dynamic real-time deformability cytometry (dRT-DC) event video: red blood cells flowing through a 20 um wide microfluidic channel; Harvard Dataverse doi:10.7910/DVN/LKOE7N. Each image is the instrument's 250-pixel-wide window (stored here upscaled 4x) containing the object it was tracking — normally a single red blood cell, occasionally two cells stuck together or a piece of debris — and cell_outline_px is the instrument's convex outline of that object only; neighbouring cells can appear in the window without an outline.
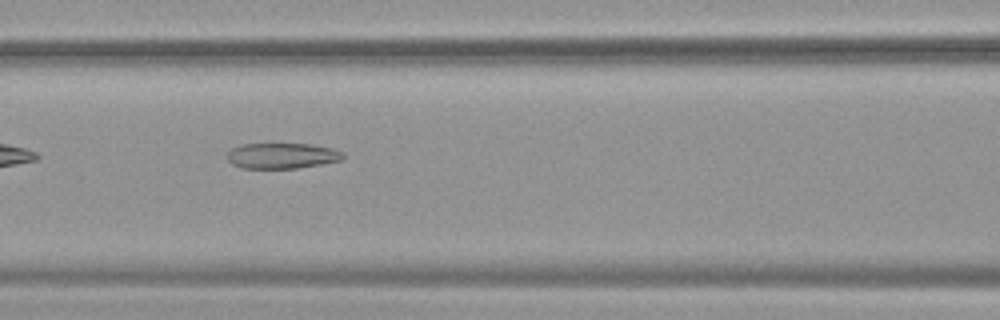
{"species": "common noctule bat (a hibernating species)", "species_latin": "Nyctalus noctula", "temperature_condition": "warm", "stored_images_in_passage": 36, "camera_frame_rate_fps": 3000, "um_per_image_px": 0.085, "animal": {"sex": "female", "body_mass_g": 19.9}, "frame": {"image": 1, "passage_image": 6, "time_ms": 1.667, "image_size_px": [1000, 320], "cell_outline_px": [[344, 160], [296, 168], [240, 168], [232, 164], [228, 160], [228, 152], [232, 148], [240, 144], [312, 144], [332, 148], [344, 152]], "centroid_in_image_um": [23.99, 13.23], "position_along_channel_um": 142.6, "area_um2": 17.34}}
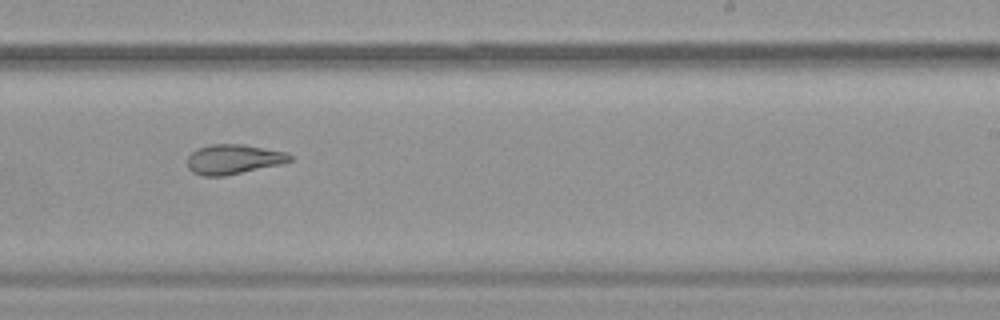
{"frame": {"image": 2, "passage_image": 16, "time_ms": 5.0, "image_size_px": [1000, 320], "cell_outline_px": [[292, 160], [280, 164], [224, 176], [200, 176], [192, 172], [188, 168], [188, 156], [192, 152], [208, 144], [244, 144], [284, 152], [292, 156]], "centroid_in_image_um": [19.81, 13.54], "position_along_channel_um": 269.2, "area_um2": 17.63}}